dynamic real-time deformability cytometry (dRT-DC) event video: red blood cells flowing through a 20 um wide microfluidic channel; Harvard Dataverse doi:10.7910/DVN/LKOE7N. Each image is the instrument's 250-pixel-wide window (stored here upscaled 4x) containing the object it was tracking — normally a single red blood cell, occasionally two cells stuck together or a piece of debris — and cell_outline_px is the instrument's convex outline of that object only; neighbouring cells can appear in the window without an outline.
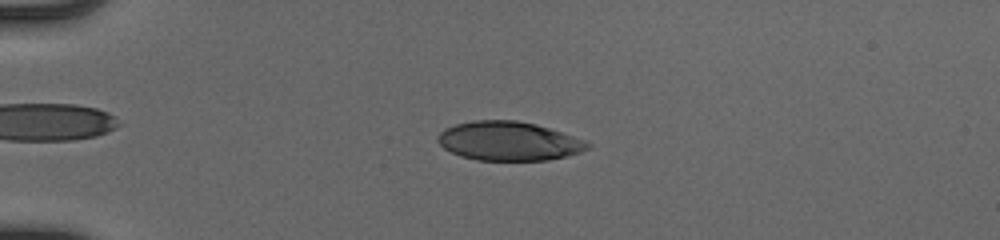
{"species": "human", "species_latin": "Homo sapiens", "temperature_condition": "cold", "stored_images_in_passage": 50, "camera_frame_rate_fps": 3000, "um_per_image_px": 0.085, "donor": {"sex": "male"}, "frame": {"image": 1, "passage_image": 13, "time_ms": 4.0, "image_size_px": [1000, 240], "cell_outline_px": [[592, 144], [588, 148], [580, 152], [568, 156], [548, 160], [476, 160], [460, 156], [444, 148], [436, 140], [436, 136], [444, 128], [456, 124], [472, 120], [516, 120], [536, 124], [584, 140]], "centroid_in_image_um": [43.21, 11.99], "position_along_channel_um": 41.8, "area_um2": 34.04}}
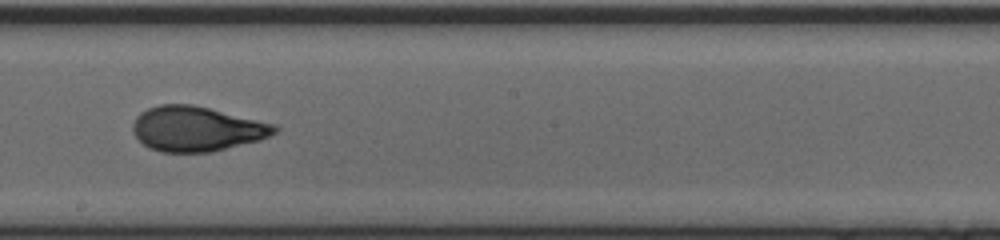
{"frame": {"image": 2, "passage_image": 30, "time_ms": 9.667, "image_size_px": [1000, 240], "cell_outline_px": [[280, 128], [276, 132], [260, 140], [212, 152], [160, 152], [144, 144], [132, 132], [132, 124], [136, 116], [140, 112], [148, 108], [160, 104], [192, 104], [276, 124]], "centroid_in_image_um": [16.71, 10.94], "position_along_channel_um": 231.5, "area_um2": 37.11}}
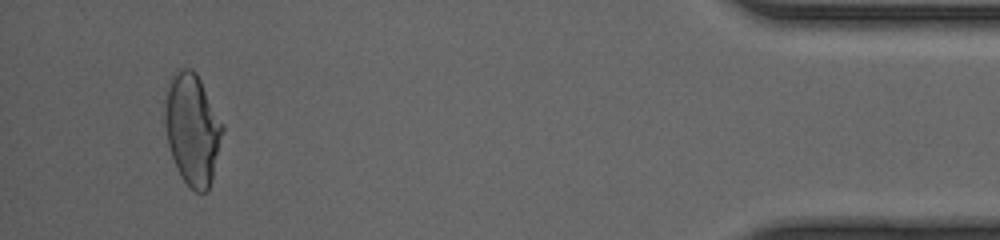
{"frame": {"image": 3, "passage_image": 48, "time_ms": 15.667, "image_size_px": [1000, 240], "cell_outline_px": [[224, 128], [212, 176], [208, 188], [204, 192], [196, 192], [180, 176], [176, 168], [168, 144], [164, 124], [164, 88], [172, 72], [176, 68], [188, 68], [196, 72], [224, 124]], "centroid_in_image_um": [16.3, 10.88], "position_along_channel_um": 418.9, "area_um2": 37.74}, "authors_computed_cell_mechanics": {"area_um2": 35.9227, "velocity_mm_per_s": 4.1522, "shape_relaxation_time_tau1_ms": 7.0164, "shape_relaxation_time_tau2_ms": 0.9669, "deformation_change_tau1": 0.2576, "deformation_change_tau2": 0.0736}}